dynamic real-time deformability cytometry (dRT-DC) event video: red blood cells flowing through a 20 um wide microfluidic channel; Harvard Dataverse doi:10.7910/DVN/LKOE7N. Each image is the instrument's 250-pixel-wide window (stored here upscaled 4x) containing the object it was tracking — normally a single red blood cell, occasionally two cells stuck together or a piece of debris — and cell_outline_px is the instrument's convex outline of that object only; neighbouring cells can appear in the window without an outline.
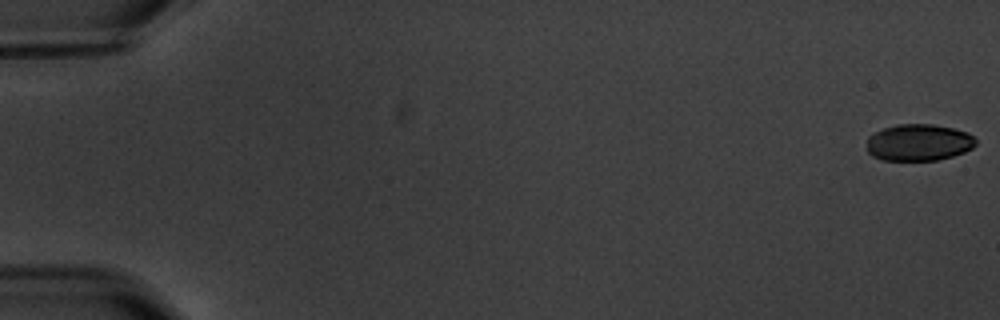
{"species": "common noctule bat (a hibernating species)", "species_latin": "Nyctalus noctula", "temperature_condition": "warm", "stored_images_in_passage": 5, "camera_frame_rate_fps": 3000, "um_per_image_px": 0.085, "animal": {"sex": "male", "body_mass_g": 20.1, "forearm_length_mm": 53.5}, "frame": {"image": 1, "passage_image": 1, "time_ms": 0.0, "image_size_px": [1000, 320], "cell_outline_px": [[976, 144], [972, 148], [964, 152], [952, 156], [936, 160], [884, 160], [872, 156], [868, 152], [868, 136], [884, 128], [896, 124], [932, 124], [952, 128], [968, 132], [976, 140]], "centroid_in_image_um": [78.1, 12.11], "position_along_channel_um": 6.9, "area_um2": 23.24}}